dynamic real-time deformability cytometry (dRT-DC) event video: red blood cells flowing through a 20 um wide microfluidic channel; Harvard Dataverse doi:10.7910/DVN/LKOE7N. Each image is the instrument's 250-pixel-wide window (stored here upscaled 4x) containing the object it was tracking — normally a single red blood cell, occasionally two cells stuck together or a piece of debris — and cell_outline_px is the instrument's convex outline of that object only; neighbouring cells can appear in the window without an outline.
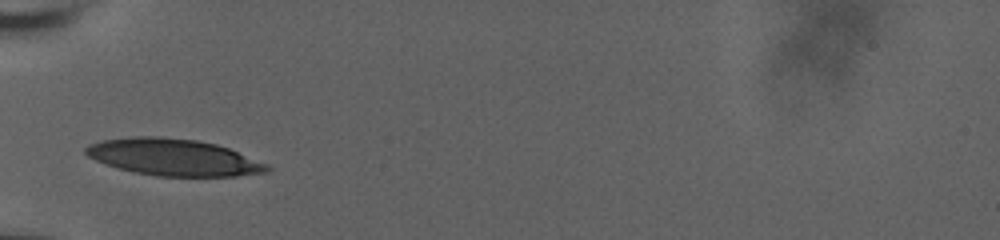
{"species": "human", "species_latin": "Homo sapiens", "temperature_condition": "room temperature", "stored_images_in_passage": 29, "camera_frame_rate_fps": 3000, "um_per_image_px": 0.085, "donor": {"sex": "male"}, "frame": {"image": 1, "passage_image": 1, "time_ms": 0.0, "image_size_px": [1000, 240], "cell_outline_px": [[272, 168], [268, 172], [236, 176], [156, 176], [116, 168], [96, 160], [88, 156], [84, 152], [84, 148], [88, 144], [100, 140], [132, 136], [160, 136], [196, 140], [216, 144], [228, 148], [268, 164]], "centroid_in_image_um": [14.72, 13.36], "position_along_channel_um": 70.3, "area_um2": 38.96}}
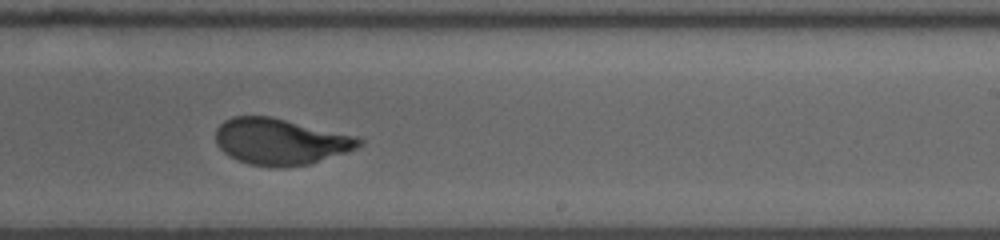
{"frame": {"image": 2, "passage_image": 17, "time_ms": 5.333, "image_size_px": [1000, 240], "cell_outline_px": [[364, 144], [356, 148], [308, 164], [276, 168], [248, 164], [228, 156], [216, 144], [216, 128], [224, 120], [232, 116], [272, 116], [356, 136], [364, 140]], "centroid_in_image_um": [23.8, 12.02], "position_along_channel_um": 265.2, "area_um2": 38.67}}
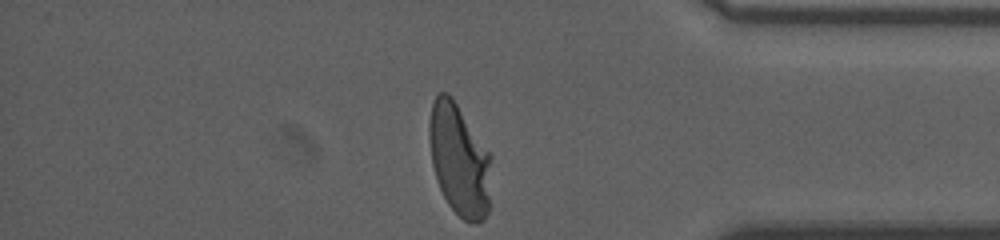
{"frame": {"image": 3, "passage_image": 29, "time_ms": 9.333, "image_size_px": [1000, 240], "cell_outline_px": [[492, 156], [488, 212], [484, 220], [476, 224], [472, 224], [464, 220], [448, 204], [440, 188], [432, 164], [428, 136], [428, 124], [432, 100], [440, 92], [448, 92], [452, 96]], "centroid_in_image_um": [39.04, 13.57], "position_along_channel_um": 396.2, "area_um2": 40.81}, "authors_computed_cell_mechanics": {"area_um2": 38.7838, "velocity_mm_per_s": 3.7086, "shape_relaxation_time_tau1_ms": 3.8981, "shape_relaxation_time_tau2_ms": null, "deformation_change_tau1": 0.1816, "deformation_change_tau2": null}}